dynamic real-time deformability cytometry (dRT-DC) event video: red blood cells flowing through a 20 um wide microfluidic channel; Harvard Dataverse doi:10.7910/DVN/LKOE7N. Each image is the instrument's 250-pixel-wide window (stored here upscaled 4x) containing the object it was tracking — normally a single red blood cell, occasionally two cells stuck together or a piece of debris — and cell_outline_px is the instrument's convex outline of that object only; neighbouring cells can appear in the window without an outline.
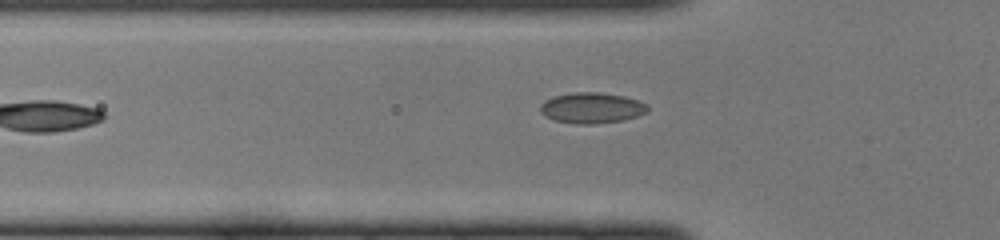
{"species": "common noctule bat (a hibernating species)", "species_latin": "Nyctalus noctula", "temperature_condition": "cold", "stored_images_in_passage": 31, "camera_frame_rate_fps": 3000, "um_per_image_px": 0.085, "animal": {"sex": "female", "body_mass_g": 22.0, "forearm_length_mm": 56.7}, "frame": {"image": 1, "passage_image": 5, "time_ms": 1.333, "image_size_px": [1000, 240], "cell_outline_px": [[648, 112], [624, 120], [592, 124], [576, 124], [552, 120], [544, 116], [540, 112], [540, 104], [544, 100], [552, 96], [572, 92], [600, 92], [624, 96], [648, 104]], "centroid_in_image_um": [50.25, 9.17], "position_along_channel_um": 75.5, "area_um2": 19.48}}
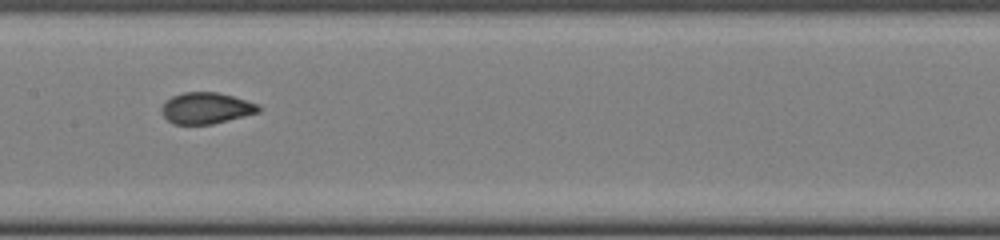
{"frame": {"image": 2, "passage_image": 13, "time_ms": 4.0, "image_size_px": [1000, 240], "cell_outline_px": [[260, 112], [212, 124], [172, 124], [160, 112], [160, 108], [164, 100], [172, 96], [184, 92], [216, 92], [232, 96], [256, 104], [260, 108]], "centroid_in_image_um": [17.45, 9.19], "position_along_channel_um": 189.9, "area_um2": 17.63}}
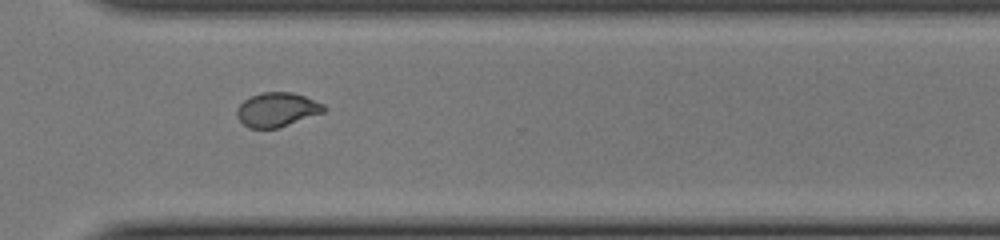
{"frame": {"image": 3, "passage_image": 24, "time_ms": 7.667, "image_size_px": [1000, 240], "cell_outline_px": [[328, 108], [324, 112], [280, 128], [248, 128], [236, 116], [236, 108], [248, 96], [260, 92], [292, 92], [304, 96], [324, 104]], "centroid_in_image_um": [23.54, 9.31], "position_along_channel_um": 347.1, "area_um2": 17.57}}